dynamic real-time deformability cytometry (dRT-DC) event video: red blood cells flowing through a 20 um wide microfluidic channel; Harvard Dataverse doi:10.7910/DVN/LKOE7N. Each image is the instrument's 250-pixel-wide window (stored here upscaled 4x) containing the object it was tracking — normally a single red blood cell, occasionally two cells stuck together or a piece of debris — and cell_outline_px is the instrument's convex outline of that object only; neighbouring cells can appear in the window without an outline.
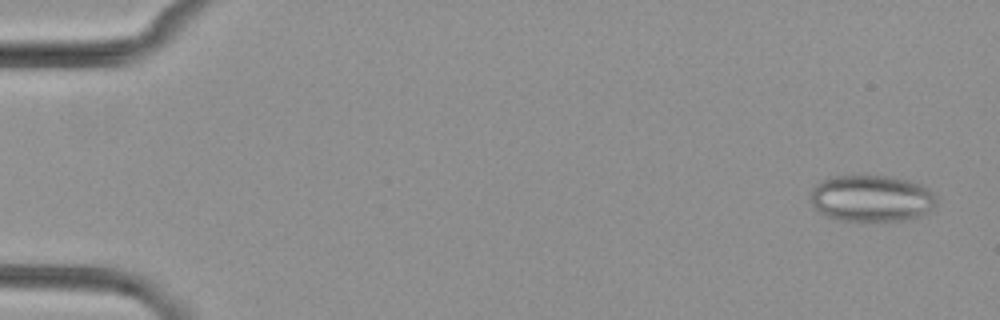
{"species": "common noctule bat (a hibernating species)", "species_latin": "Nyctalus noctula", "temperature_condition": "cold", "stored_images_in_passage": 8, "camera_frame_rate_fps": 3000, "um_per_image_px": 0.085, "animal": {"sex": "female", "body_mass_g": 29.2, "forearm_length_mm": 56.3}, "frame": {"image": 1, "passage_image": 1, "time_ms": 0.0, "image_size_px": [1000, 320], "cell_outline_px": [[936, 204], [928, 212], [920, 216], [900, 220], [840, 220], [828, 216], [820, 212], [812, 204], [812, 188], [820, 180], [832, 176], [888, 176], [908, 180], [920, 184], [936, 192]], "centroid_in_image_um": [74.11, 16.84], "position_along_channel_um": 10.9, "area_um2": 34.04}}
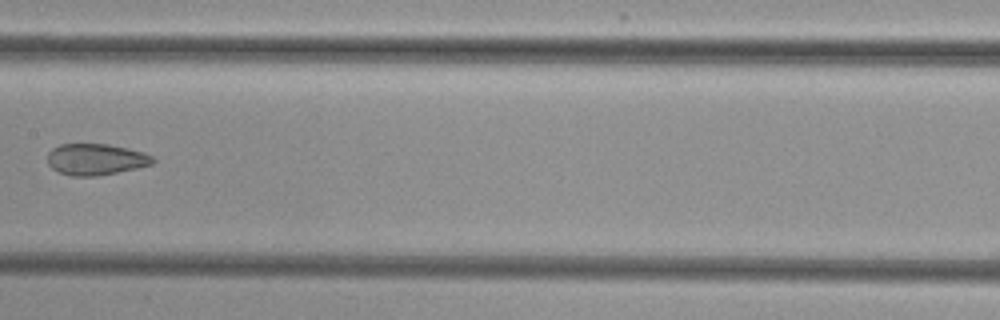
{"frame": {"image": 2, "passage_image": 7, "time_ms": 8.667, "image_size_px": [1000, 320], "cell_outline_px": [[156, 160], [152, 164], [136, 168], [96, 176], [72, 176], [60, 172], [52, 168], [48, 164], [48, 152], [52, 148], [60, 144], [108, 144], [128, 148], [144, 152], [152, 156]], "centroid_in_image_um": [8.14, 13.53], "position_along_channel_um": 199.3, "area_um2": 19.19}}
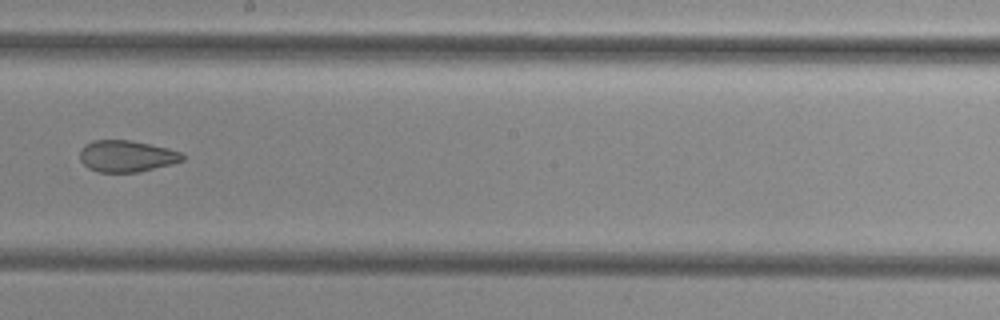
{"frame": {"image": 3, "passage_image": 8, "time_ms": 9.667, "image_size_px": [1000, 320], "cell_outline_px": [[184, 160], [172, 164], [140, 172], [100, 172], [88, 168], [80, 160], [80, 148], [84, 144], [92, 140], [128, 140], [168, 148], [180, 152], [184, 156]], "centroid_in_image_um": [10.74, 13.27], "position_along_channel_um": 237.5, "area_um2": 18.9}}